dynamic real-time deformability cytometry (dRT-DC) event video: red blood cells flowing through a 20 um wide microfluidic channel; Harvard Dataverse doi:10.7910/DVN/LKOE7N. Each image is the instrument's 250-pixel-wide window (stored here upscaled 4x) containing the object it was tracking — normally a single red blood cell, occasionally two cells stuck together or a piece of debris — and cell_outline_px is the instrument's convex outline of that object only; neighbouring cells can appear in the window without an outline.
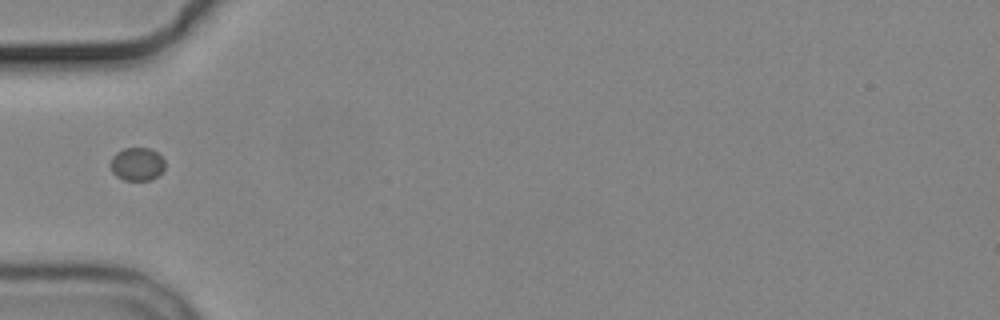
{"species": "common noctule bat (a hibernating species)", "species_latin": "Nyctalus noctula", "temperature_condition": "cold", "stored_images_in_passage": 6, "camera_frame_rate_fps": 3000, "um_per_image_px": 0.085, "animal": {"sex": "male", "body_mass_g": 19.2, "forearm_length_mm": 51.8}, "frame": {"image": 1, "passage_image": 6, "time_ms": 6.0, "image_size_px": [1000, 320], "cell_outline_px": [[164, 168], [152, 180], [124, 180], [116, 176], [112, 172], [112, 156], [116, 152], [124, 148], [148, 148], [156, 152], [164, 160]], "centroid_in_image_um": [11.64, 13.95], "position_along_channel_um": 73.4, "area_um2": 10.35}}